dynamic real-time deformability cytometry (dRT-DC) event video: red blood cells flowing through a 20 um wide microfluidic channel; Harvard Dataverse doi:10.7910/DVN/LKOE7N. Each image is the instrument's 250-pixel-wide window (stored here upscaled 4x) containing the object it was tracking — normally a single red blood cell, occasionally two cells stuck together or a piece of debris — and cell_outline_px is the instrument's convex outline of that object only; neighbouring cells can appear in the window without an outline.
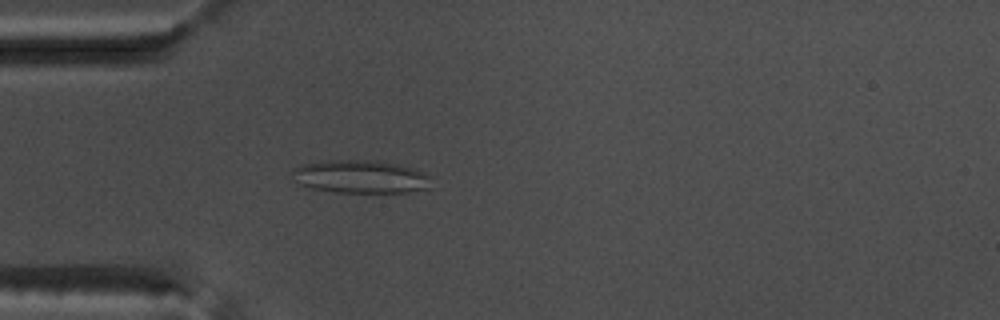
{"species": "common noctule bat (a hibernating species)", "species_latin": "Nyctalus noctula", "temperature_condition": "warm", "stored_images_in_passage": 50, "camera_frame_rate_fps": 3000, "um_per_image_px": 0.085, "animal": {"sex": "male", "body_mass_g": 17.5, "forearm_length_mm": 52.3}, "frame": {"image": 1, "passage_image": 12, "time_ms": 3.667, "image_size_px": [1000, 320], "cell_outline_px": [[432, 188], [408, 192], [336, 192], [312, 188], [300, 184], [292, 180], [288, 172], [300, 164], [332, 160], [380, 160], [412, 168], [424, 172], [432, 176]], "centroid_in_image_um": [30.65, 15.01], "position_along_channel_um": 54.4, "area_um2": 27.28}}
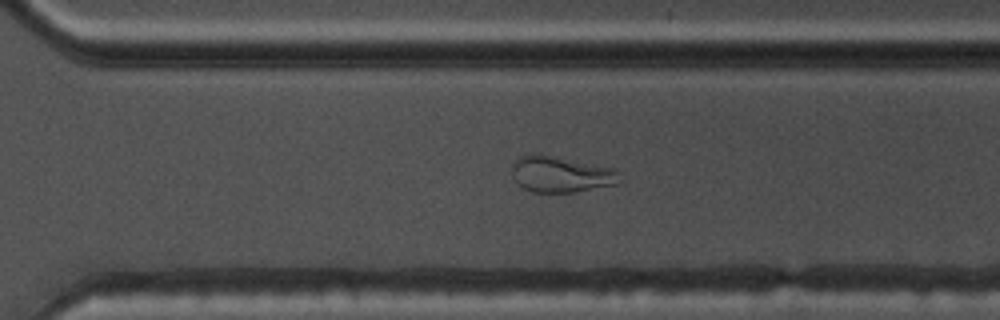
{"frame": {"image": 2, "passage_image": 34, "time_ms": 11.0, "image_size_px": [1000, 320], "cell_outline_px": [[620, 172], [616, 184], [576, 192], [532, 192], [524, 188], [512, 176], [512, 164], [520, 156], [536, 152], [612, 168]], "centroid_in_image_um": [47.63, 14.8], "position_along_channel_um": 323.0, "area_um2": 22.54}}
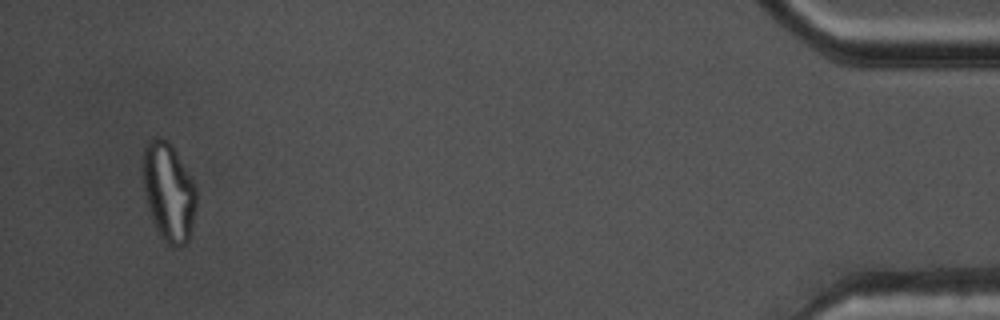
{"frame": {"image": 3, "passage_image": 48, "time_ms": 15.667, "image_size_px": [1000, 320], "cell_outline_px": [[196, 204], [188, 240], [180, 248], [172, 248], [160, 236], [148, 208], [144, 192], [140, 168], [144, 144], [148, 140], [156, 136], [168, 140], [176, 152], [192, 180], [196, 188]], "centroid_in_image_um": [14.28, 16.27], "position_along_channel_um": 420.9, "area_um2": 30.98}, "authors_computed_cell_mechanics": {"area_um2": 26.8192, "velocity_mm_per_s": 3.7674, "shape_relaxation_time_tau1_ms": null, "shape_relaxation_time_tau2_ms": 1.8357, "deformation_change_tau1": null, "deformation_change_tau2": 0.0969}}